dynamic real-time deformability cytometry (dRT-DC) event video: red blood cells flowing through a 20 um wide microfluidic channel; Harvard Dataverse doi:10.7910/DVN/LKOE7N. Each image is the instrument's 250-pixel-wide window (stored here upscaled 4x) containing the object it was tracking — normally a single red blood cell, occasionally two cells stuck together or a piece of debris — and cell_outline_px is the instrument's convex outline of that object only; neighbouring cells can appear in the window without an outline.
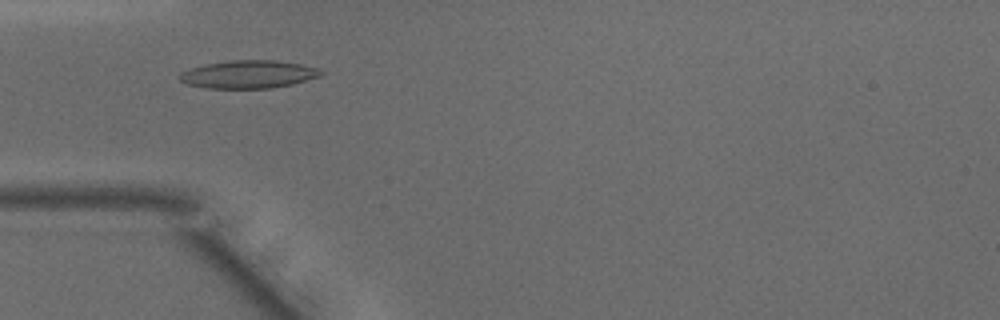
{"species": "common noctule bat (a hibernating species)", "species_latin": "Nyctalus noctula", "temperature_condition": "warm", "stored_images_in_passage": 35, "camera_frame_rate_fps": 3000, "um_per_image_px": 0.085, "animal": {"sex": "male", "body_mass_g": 15.6}, "frame": {"image": 1, "passage_image": 2, "time_ms": 0.333, "image_size_px": [1000, 320], "cell_outline_px": [[324, 72], [320, 76], [292, 84], [272, 88], [208, 88], [188, 84], [180, 80], [176, 76], [180, 72], [204, 64], [232, 60], [276, 60], [300, 64], [316, 68]], "centroid_in_image_um": [21.09, 6.31], "position_along_channel_um": 63.9, "area_um2": 22.89}}
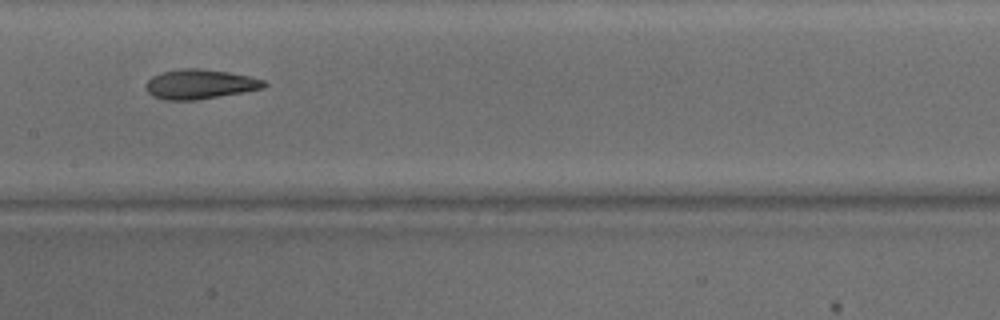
{"frame": {"image": 2, "passage_image": 11, "time_ms": 3.333, "image_size_px": [1000, 320], "cell_outline_px": [[268, 84], [264, 88], [196, 100], [164, 100], [152, 96], [144, 88], [144, 84], [152, 76], [160, 72], [180, 68], [204, 68], [228, 72], [248, 76], [264, 80]], "centroid_in_image_um": [16.93, 7.14], "position_along_channel_um": 190.5, "area_um2": 20.58}}
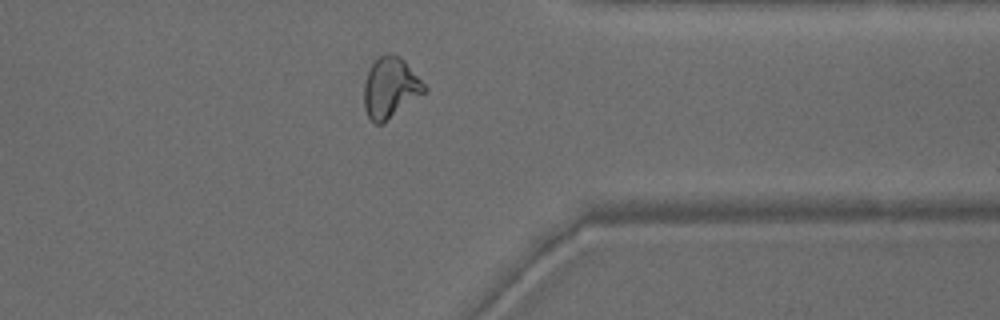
{"frame": {"image": 3, "passage_image": 25, "time_ms": 8.0, "image_size_px": [1000, 320], "cell_outline_px": [[428, 92], [384, 124], [376, 124], [368, 116], [364, 108], [364, 80], [372, 64], [384, 52], [392, 52], [400, 56], [404, 60], [428, 88]], "centroid_in_image_um": [33.21, 7.47], "position_along_channel_um": 378.2, "area_um2": 21.85}, "authors_computed_cell_mechanics": {"area_um2": 20.5768, "velocity_mm_per_s": 4.201, "shape_relaxation_time_tau1_ms": 7.3242, "shape_relaxation_time_tau2_ms": 1.8435, "deformation_change_tau1": 0.233, "deformation_change_tau2": 0.0935}}